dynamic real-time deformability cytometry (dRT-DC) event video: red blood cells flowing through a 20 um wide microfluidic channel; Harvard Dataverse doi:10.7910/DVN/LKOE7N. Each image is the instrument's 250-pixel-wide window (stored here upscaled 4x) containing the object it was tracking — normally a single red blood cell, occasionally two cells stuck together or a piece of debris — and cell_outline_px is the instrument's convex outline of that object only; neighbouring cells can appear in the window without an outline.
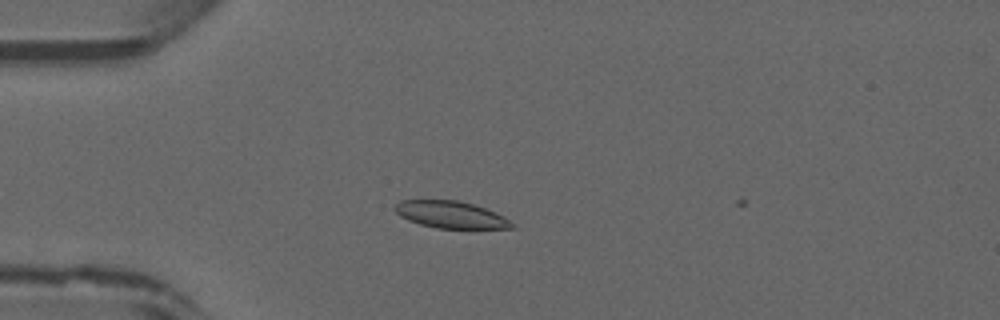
{"species": "common noctule bat (a hibernating species)", "species_latin": "Nyctalus noctula", "temperature_condition": "warm", "stored_images_in_passage": 13, "camera_frame_rate_fps": 3000, "um_per_image_px": 0.085, "animal": {"sex": "male", "forearm_length_mm": 52.5}, "frame": {"image": 1, "passage_image": 12, "time_ms": 3.667, "image_size_px": [1000, 320], "cell_outline_px": [[516, 228], [436, 228], [420, 224], [408, 220], [400, 216], [392, 208], [400, 200], [460, 200], [496, 212], [504, 216], [516, 224]], "centroid_in_image_um": [38.33, 18.24], "position_along_channel_um": 46.7, "area_um2": 18.5}}